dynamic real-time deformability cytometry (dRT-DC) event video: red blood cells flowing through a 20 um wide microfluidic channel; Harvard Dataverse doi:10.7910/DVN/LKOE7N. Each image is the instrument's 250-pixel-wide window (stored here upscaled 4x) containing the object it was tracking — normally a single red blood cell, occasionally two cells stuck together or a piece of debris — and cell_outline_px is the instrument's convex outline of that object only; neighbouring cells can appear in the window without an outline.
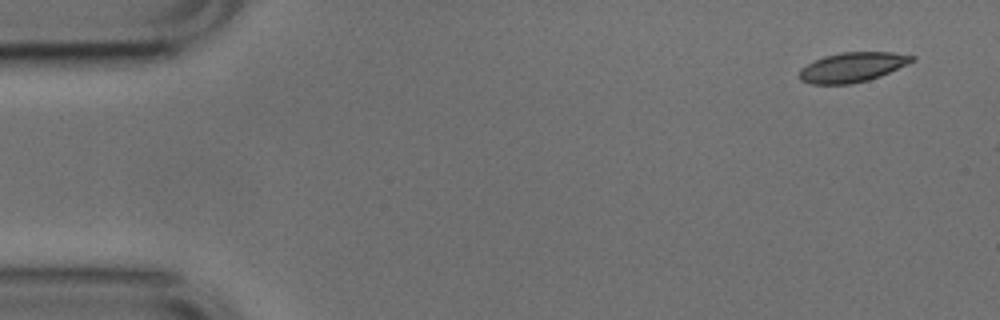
{"species": "common noctule bat (a hibernating species)", "species_latin": "Nyctalus noctula", "temperature_condition": "cold", "stored_images_in_passage": 4, "camera_frame_rate_fps": 3000, "um_per_image_px": 0.085, "animal": {"sex": "male", "body_mass_g": 17.9, "forearm_length_mm": 54.2}, "frame": {"image": 1, "passage_image": 1, "time_ms": 0.0, "image_size_px": [1000, 320], "cell_outline_px": [[916, 60], [880, 76], [868, 80], [848, 84], [812, 84], [800, 80], [800, 68], [824, 56], [844, 52], [892, 52], [916, 56]], "centroid_in_image_um": [72.47, 5.71], "position_along_channel_um": 12.5, "area_um2": 19.31}}
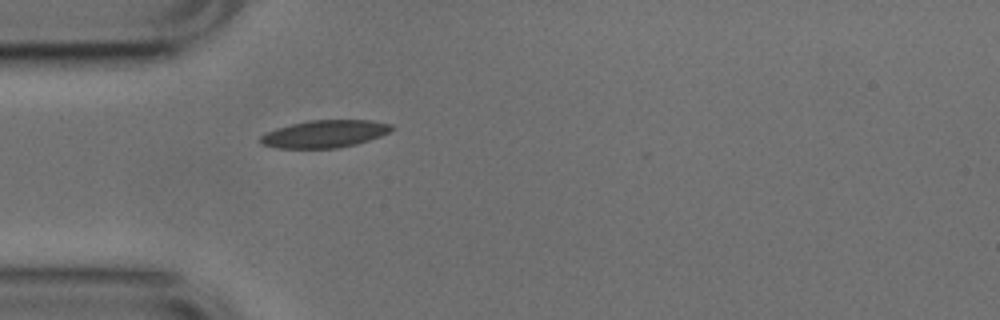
{"frame": {"image": 2, "passage_image": 4, "time_ms": 1.0, "image_size_px": [1000, 320], "cell_outline_px": [[396, 128], [380, 136], [356, 144], [336, 148], [276, 148], [260, 144], [260, 136], [276, 128], [308, 120], [368, 120], [392, 124]], "centroid_in_image_um": [27.59, 11.38], "position_along_channel_um": 57.4, "area_um2": 20.92}}